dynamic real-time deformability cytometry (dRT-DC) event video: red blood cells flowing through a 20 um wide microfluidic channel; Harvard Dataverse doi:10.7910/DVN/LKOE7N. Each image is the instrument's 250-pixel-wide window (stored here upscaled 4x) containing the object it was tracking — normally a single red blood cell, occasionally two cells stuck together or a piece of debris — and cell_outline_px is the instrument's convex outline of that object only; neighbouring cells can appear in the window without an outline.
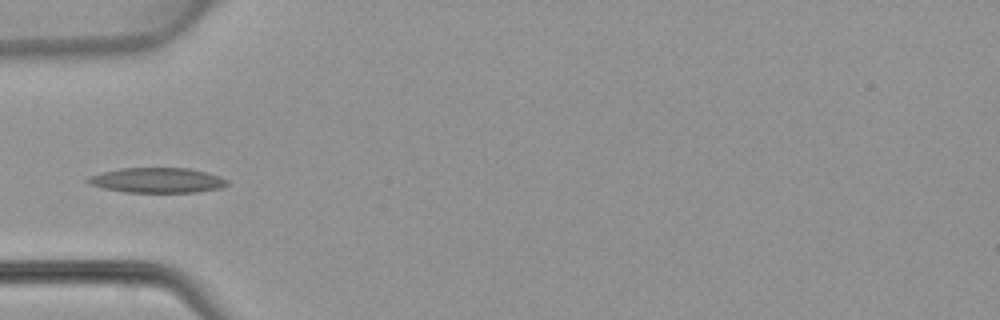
{"species": "common noctule bat (a hibernating species)", "species_latin": "Nyctalus noctula", "temperature_condition": "warm", "stored_images_in_passage": 24, "camera_frame_rate_fps": 3000, "um_per_image_px": 0.085, "animal": {"sex": "female", "body_mass_g": 22.7, "forearm_length_mm": 54.2}, "frame": {"image": 1, "passage_image": 1, "time_ms": 0.0, "image_size_px": [1000, 320], "cell_outline_px": [[228, 184], [220, 188], [196, 192], [124, 192], [104, 188], [88, 184], [84, 180], [88, 176], [100, 172], [120, 168], [188, 168], [220, 176], [228, 180]], "centroid_in_image_um": [13.3, 15.32], "position_along_channel_um": 71.7, "area_um2": 20.4}}
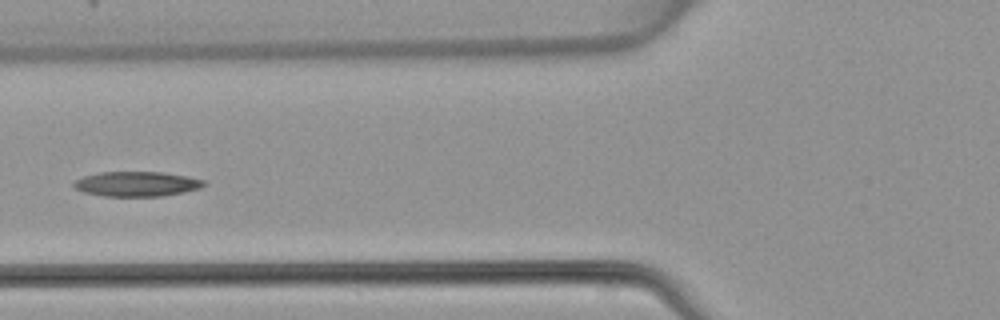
{"frame": {"image": 2, "passage_image": 4, "time_ms": 1.0, "image_size_px": [1000, 320], "cell_outline_px": [[208, 184], [200, 188], [184, 192], [164, 196], [104, 196], [84, 192], [76, 188], [72, 184], [76, 180], [84, 176], [100, 172], [160, 172], [188, 176], [204, 180]], "centroid_in_image_um": [11.66, 15.63], "position_along_channel_um": 114.1, "area_um2": 18.84}}
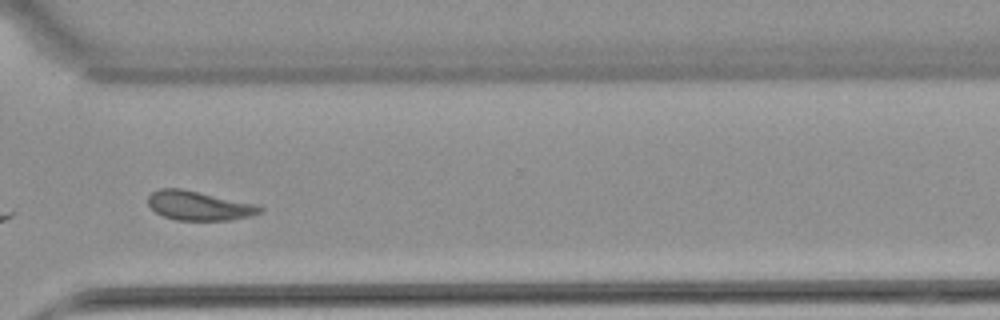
{"frame": {"image": 3, "passage_image": 21, "time_ms": 6.667, "image_size_px": [1000, 320], "cell_outline_px": [[264, 208], [260, 212], [252, 216], [232, 220], [176, 220], [164, 216], [156, 212], [148, 204], [148, 196], [152, 192], [160, 188], [180, 188], [260, 204]], "centroid_in_image_um": [16.96, 17.48], "position_along_channel_um": 353.6, "area_um2": 19.25}}